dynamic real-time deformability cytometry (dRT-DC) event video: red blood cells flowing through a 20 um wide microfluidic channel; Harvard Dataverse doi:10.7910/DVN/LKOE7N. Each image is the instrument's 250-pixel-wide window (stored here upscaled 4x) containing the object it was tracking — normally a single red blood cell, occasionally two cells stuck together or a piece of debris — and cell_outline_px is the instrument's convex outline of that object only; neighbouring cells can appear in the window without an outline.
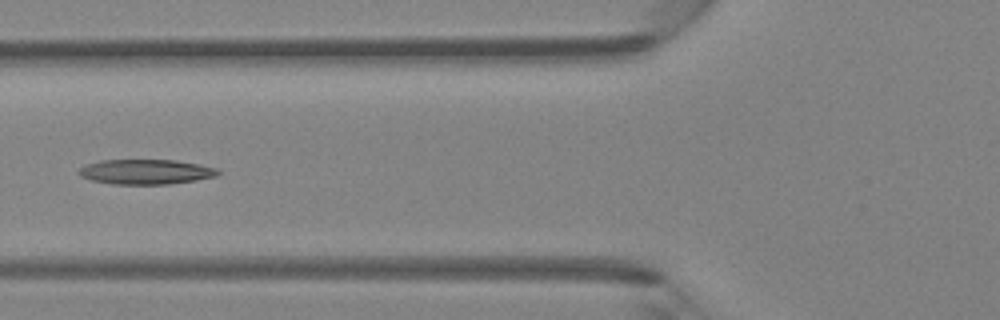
{"species": "Egyptian fruit bat (a non-hibernating species)", "species_latin": "Rousettus aegyptiacus", "temperature_condition": "room temperature", "stored_images_in_passage": 6, "camera_frame_rate_fps": 3000, "um_per_image_px": 0.085, "animal": {"sex": "female"}, "frame": {"image": 1, "passage_image": 6, "time_ms": 5.667, "image_size_px": [1000, 320], "cell_outline_px": [[220, 172], [216, 176], [196, 180], [168, 184], [112, 184], [92, 180], [80, 176], [76, 172], [84, 164], [100, 160], [176, 160], [200, 164], [220, 168]], "centroid_in_image_um": [12.39, 14.59], "position_along_channel_um": 113.4, "area_um2": 20.4}}